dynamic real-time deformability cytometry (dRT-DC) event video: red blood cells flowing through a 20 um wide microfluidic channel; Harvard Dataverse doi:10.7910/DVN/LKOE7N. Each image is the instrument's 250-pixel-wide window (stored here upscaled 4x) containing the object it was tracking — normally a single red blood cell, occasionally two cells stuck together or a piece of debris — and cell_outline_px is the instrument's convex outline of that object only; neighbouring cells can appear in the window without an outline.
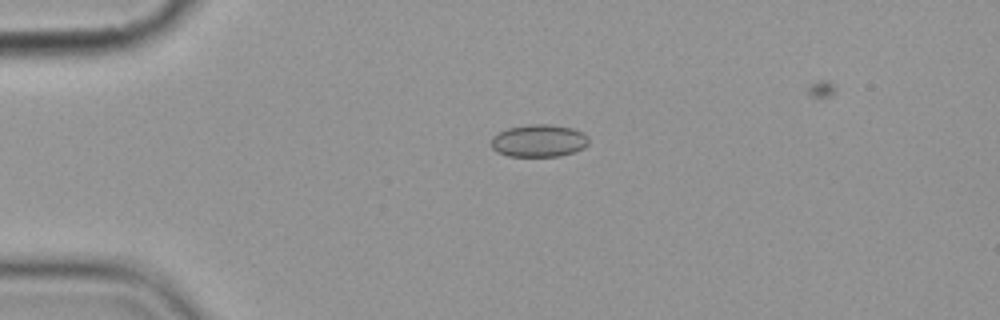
{"species": "common noctule bat (a hibernating species)", "species_latin": "Nyctalus noctula", "temperature_condition": "cold", "stored_images_in_passage": 2, "camera_frame_rate_fps": 3000, "um_per_image_px": 0.085, "animal": {"sex": "female", "body_mass_g": 19.9}, "frame": {"image": 1, "passage_image": 1, "time_ms": 0.0, "image_size_px": [1000, 320], "cell_outline_px": [[588, 144], [584, 148], [576, 152], [560, 156], [508, 156], [496, 152], [492, 148], [492, 136], [508, 128], [528, 124], [548, 124], [572, 128], [584, 132], [588, 136]], "centroid_in_image_um": [45.83, 11.96], "position_along_channel_um": 39.2, "area_um2": 18.61}}